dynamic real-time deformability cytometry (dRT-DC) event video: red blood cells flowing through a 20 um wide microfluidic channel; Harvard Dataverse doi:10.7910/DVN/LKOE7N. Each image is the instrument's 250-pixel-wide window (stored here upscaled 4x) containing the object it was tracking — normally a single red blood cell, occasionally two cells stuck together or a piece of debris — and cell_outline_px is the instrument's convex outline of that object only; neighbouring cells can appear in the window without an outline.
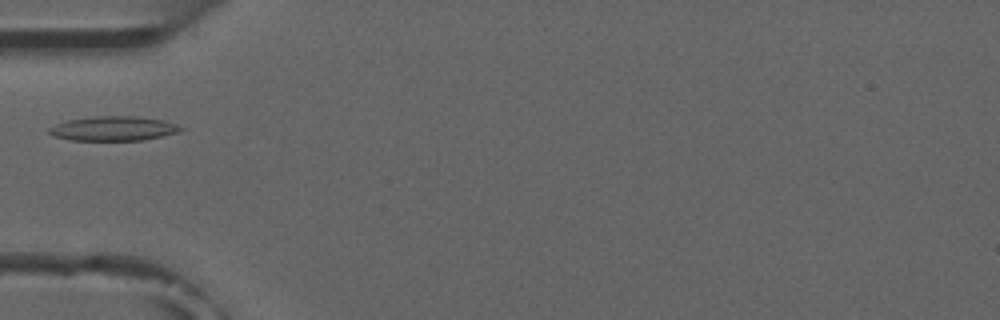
{"species": "common noctule bat (a hibernating species)", "species_latin": "Nyctalus noctula", "temperature_condition": "room temperature", "stored_images_in_passage": 6, "camera_frame_rate_fps": 3000, "um_per_image_px": 0.085, "animal": {"sex": "male", "forearm_length_mm": 52.5}, "frame": {"image": 1, "passage_image": 4, "time_ms": 3.667, "image_size_px": [1000, 320], "cell_outline_px": [[184, 128], [180, 132], [144, 140], [72, 140], [52, 136], [48, 132], [48, 128], [56, 124], [68, 120], [96, 116], [136, 116], [164, 120], [176, 124]], "centroid_in_image_um": [9.66, 10.92], "position_along_channel_um": 75.3, "area_um2": 18.79}}
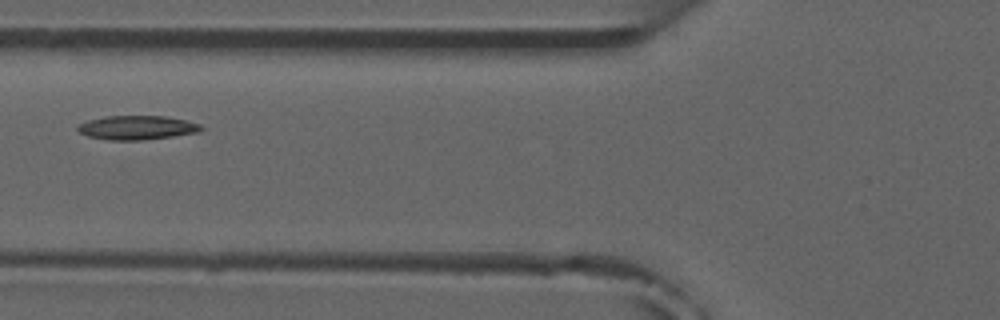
{"frame": {"image": 2, "passage_image": 5, "time_ms": 4.667, "image_size_px": [1000, 320], "cell_outline_px": [[204, 128], [196, 132], [172, 136], [144, 140], [108, 140], [88, 136], [80, 132], [76, 128], [76, 124], [88, 120], [108, 116], [164, 116], [184, 120], [200, 124]], "centroid_in_image_um": [11.59, 10.85], "position_along_channel_um": 114.2, "area_um2": 17.17}}
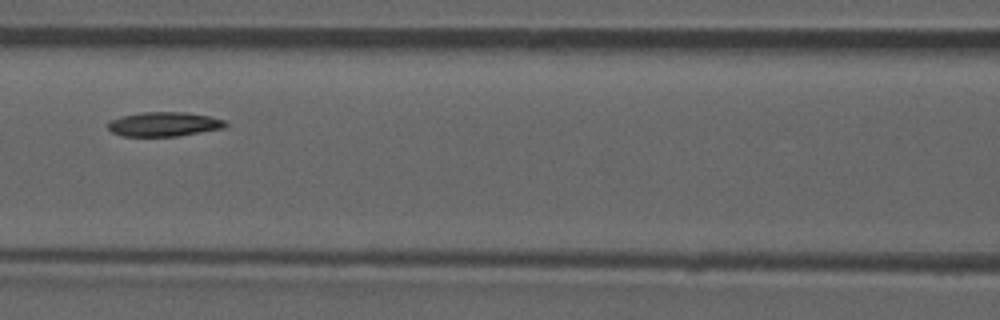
{"frame": {"image": 3, "passage_image": 6, "time_ms": 5.667, "image_size_px": [1000, 320], "cell_outline_px": [[228, 124], [224, 128], [176, 136], [124, 136], [112, 132], [108, 128], [108, 120], [120, 116], [144, 112], [184, 112], [208, 116], [224, 120]], "centroid_in_image_um": [13.91, 10.55], "position_along_channel_um": 152.7, "area_um2": 16.59}}